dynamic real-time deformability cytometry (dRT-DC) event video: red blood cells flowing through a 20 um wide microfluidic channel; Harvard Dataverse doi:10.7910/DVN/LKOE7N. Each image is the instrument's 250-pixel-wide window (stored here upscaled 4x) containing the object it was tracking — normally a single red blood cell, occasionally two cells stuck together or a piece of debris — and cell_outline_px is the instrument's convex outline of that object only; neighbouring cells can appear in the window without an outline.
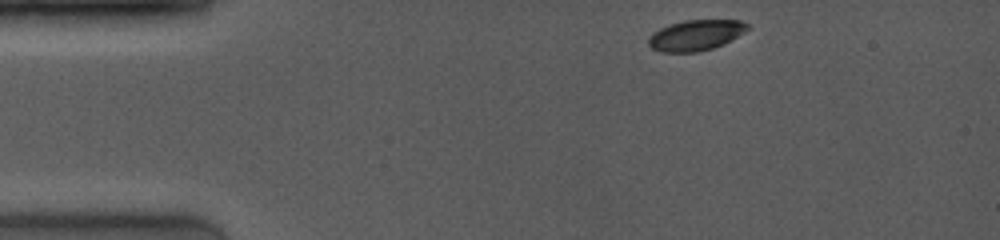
{"species": "common noctule bat (a hibernating species)", "species_latin": "Nyctalus noctula", "temperature_condition": "room temperature", "stored_images_in_passage": 45, "camera_frame_rate_fps": 4000, "um_per_image_px": 0.085, "animal": {"sex": "female", "body_mass_g": 19.0, "forearm_length_mm": 53.3}, "frame": {"image": 1, "passage_image": 1, "time_ms": 0.0, "image_size_px": [1000, 240], "cell_outline_px": [[752, 28], [724, 44], [712, 48], [696, 52], [660, 52], [652, 48], [648, 44], [648, 40], [652, 32], [668, 24], [684, 20], [740, 20], [748, 24]], "centroid_in_image_um": [59.15, 2.98], "position_along_channel_um": 25.9, "area_um2": 17.86}}
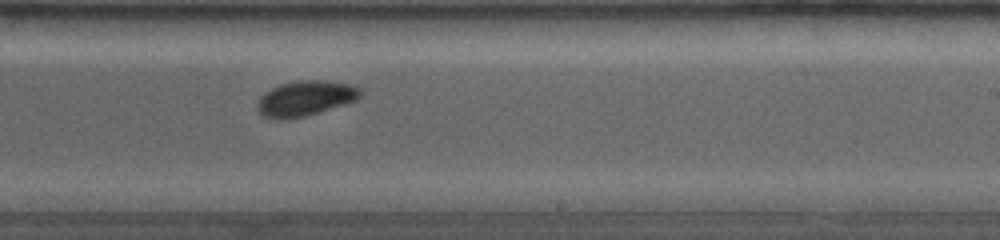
{"frame": {"image": 2, "passage_image": 25, "time_ms": 7.5, "image_size_px": [1000, 240], "cell_outline_px": [[360, 96], [356, 100], [304, 116], [288, 120], [276, 120], [264, 116], [256, 108], [256, 104], [260, 96], [264, 92], [280, 84], [300, 80], [324, 80], [352, 84], [360, 88]], "centroid_in_image_um": [25.91, 8.36], "position_along_channel_um": 263.1, "area_um2": 21.1}}
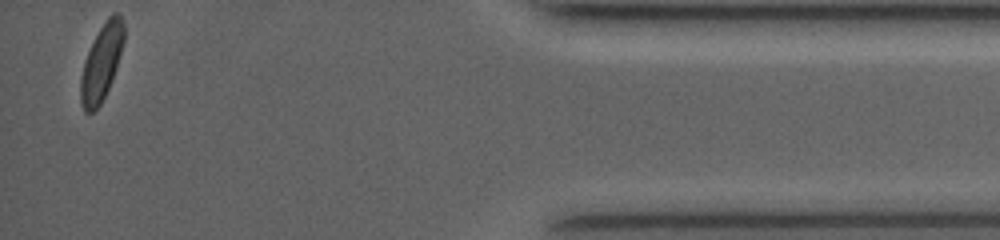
{"frame": {"image": 3, "passage_image": 45, "time_ms": 12.75, "image_size_px": [1000, 240], "cell_outline_px": [[124, 40], [116, 68], [108, 88], [100, 104], [92, 112], [84, 112], [80, 104], [80, 76], [84, 60], [100, 28], [108, 16], [116, 12], [120, 12], [124, 20]], "centroid_in_image_um": [8.62, 5.3], "position_along_channel_um": 426.6, "area_um2": 19.07}, "authors_computed_cell_mechanics": {"area_um2": 19.8254, "velocity_mm_per_s": 4.0686, "shape_relaxation_time_tau1_ms": 2.4749, "shape_relaxation_time_tau2_ms": null, "deformation_change_tau1": 0.0772, "deformation_change_tau2": null}}